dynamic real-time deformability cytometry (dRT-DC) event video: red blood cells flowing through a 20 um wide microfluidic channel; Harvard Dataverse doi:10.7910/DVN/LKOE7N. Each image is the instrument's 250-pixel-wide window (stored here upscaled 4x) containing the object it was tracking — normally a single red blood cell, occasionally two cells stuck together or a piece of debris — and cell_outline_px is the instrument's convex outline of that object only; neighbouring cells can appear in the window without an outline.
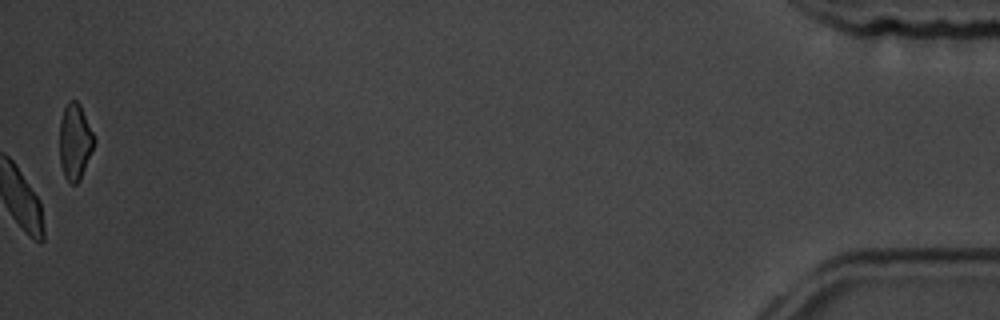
{"species": "common noctule bat (a hibernating species)", "species_latin": "Nyctalus noctula", "temperature_condition": "room temperature", "stored_images_in_passage": 59, "camera_frame_rate_fps": 3000, "um_per_image_px": 0.085, "animal": {"sex": "male", "body_mass_g": 19.5, "forearm_length_mm": 54.6}, "frame": {"image": 1, "passage_image": 59, "time_ms": 19.333, "image_size_px": [1000, 320], "cell_outline_px": [[96, 140], [80, 180], [76, 184], [72, 184], [64, 176], [60, 164], [60, 120], [64, 108], [68, 100], [76, 100], [80, 104]], "centroid_in_image_um": [6.36, 12.03], "position_along_channel_um": 428.8, "area_um2": 15.26}, "authors_computed_cell_mechanics": {"area_um2": 18.7272, "velocity_mm_per_s": 3.5155, "shape_relaxation_time_tau1_ms": 4.5581, "shape_relaxation_time_tau2_ms": 4.0793, "deformation_change_tau1": 0.1014, "deformation_change_tau2": 0.0806}}